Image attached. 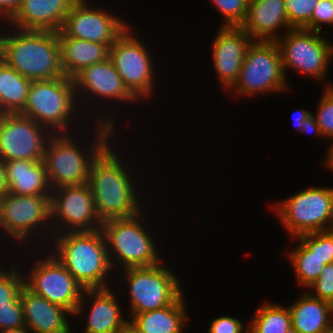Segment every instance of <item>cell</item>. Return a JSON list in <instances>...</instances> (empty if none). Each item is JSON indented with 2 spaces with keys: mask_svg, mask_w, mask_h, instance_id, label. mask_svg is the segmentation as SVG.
<instances>
[{
  "mask_svg": "<svg viewBox=\"0 0 333 333\" xmlns=\"http://www.w3.org/2000/svg\"><path fill=\"white\" fill-rule=\"evenodd\" d=\"M110 146L108 142L93 158L88 176L95 209L102 223L133 217L142 211L135 180Z\"/></svg>",
  "mask_w": 333,
  "mask_h": 333,
  "instance_id": "cell-1",
  "label": "cell"
},
{
  "mask_svg": "<svg viewBox=\"0 0 333 333\" xmlns=\"http://www.w3.org/2000/svg\"><path fill=\"white\" fill-rule=\"evenodd\" d=\"M53 236L51 240H54L55 245L53 244L52 254L83 289L108 288L110 286L107 278L108 276L111 278L112 275L109 273L113 269L104 233L101 229L64 232Z\"/></svg>",
  "mask_w": 333,
  "mask_h": 333,
  "instance_id": "cell-2",
  "label": "cell"
},
{
  "mask_svg": "<svg viewBox=\"0 0 333 333\" xmlns=\"http://www.w3.org/2000/svg\"><path fill=\"white\" fill-rule=\"evenodd\" d=\"M13 30V34L10 30V34L0 36V58L7 65L31 81L65 76L61 68L58 32Z\"/></svg>",
  "mask_w": 333,
  "mask_h": 333,
  "instance_id": "cell-3",
  "label": "cell"
},
{
  "mask_svg": "<svg viewBox=\"0 0 333 333\" xmlns=\"http://www.w3.org/2000/svg\"><path fill=\"white\" fill-rule=\"evenodd\" d=\"M97 120L96 138L90 150H83L70 133L52 134L45 145L43 162L52 189L88 183L89 169L93 158L110 141L114 134V120ZM96 139V140H95ZM75 141V142H73ZM87 152V153H85ZM89 153V154H88Z\"/></svg>",
  "mask_w": 333,
  "mask_h": 333,
  "instance_id": "cell-4",
  "label": "cell"
},
{
  "mask_svg": "<svg viewBox=\"0 0 333 333\" xmlns=\"http://www.w3.org/2000/svg\"><path fill=\"white\" fill-rule=\"evenodd\" d=\"M76 101L73 78L63 76L35 80L30 85L27 103L20 114L50 129L52 134L71 133L69 127L78 107Z\"/></svg>",
  "mask_w": 333,
  "mask_h": 333,
  "instance_id": "cell-5",
  "label": "cell"
},
{
  "mask_svg": "<svg viewBox=\"0 0 333 333\" xmlns=\"http://www.w3.org/2000/svg\"><path fill=\"white\" fill-rule=\"evenodd\" d=\"M142 213L140 212L133 217L111 219L102 223L101 230L104 233L113 270L118 269V263L122 266L120 269L148 267L160 263L161 259L155 248V242H153L152 236H149L151 234L142 225L141 221L145 218Z\"/></svg>",
  "mask_w": 333,
  "mask_h": 333,
  "instance_id": "cell-6",
  "label": "cell"
},
{
  "mask_svg": "<svg viewBox=\"0 0 333 333\" xmlns=\"http://www.w3.org/2000/svg\"><path fill=\"white\" fill-rule=\"evenodd\" d=\"M280 222L293 238L331 230L333 226V188L309 187L275 204ZM328 223V224H327Z\"/></svg>",
  "mask_w": 333,
  "mask_h": 333,
  "instance_id": "cell-7",
  "label": "cell"
},
{
  "mask_svg": "<svg viewBox=\"0 0 333 333\" xmlns=\"http://www.w3.org/2000/svg\"><path fill=\"white\" fill-rule=\"evenodd\" d=\"M276 41L253 40L248 46L238 80L230 89L236 95L281 92L288 89Z\"/></svg>",
  "mask_w": 333,
  "mask_h": 333,
  "instance_id": "cell-8",
  "label": "cell"
},
{
  "mask_svg": "<svg viewBox=\"0 0 333 333\" xmlns=\"http://www.w3.org/2000/svg\"><path fill=\"white\" fill-rule=\"evenodd\" d=\"M123 272L130 293L128 315L161 309L182 295L178 276L161 262L154 266L126 268Z\"/></svg>",
  "mask_w": 333,
  "mask_h": 333,
  "instance_id": "cell-9",
  "label": "cell"
},
{
  "mask_svg": "<svg viewBox=\"0 0 333 333\" xmlns=\"http://www.w3.org/2000/svg\"><path fill=\"white\" fill-rule=\"evenodd\" d=\"M283 34L285 35H281L276 42L285 78V71L293 68L309 78L311 76L317 80H325L329 63L333 59V42L322 38L319 31L304 28L290 29Z\"/></svg>",
  "mask_w": 333,
  "mask_h": 333,
  "instance_id": "cell-10",
  "label": "cell"
},
{
  "mask_svg": "<svg viewBox=\"0 0 333 333\" xmlns=\"http://www.w3.org/2000/svg\"><path fill=\"white\" fill-rule=\"evenodd\" d=\"M127 30L109 49V59L121 76L125 87L138 100H143L154 91L153 59L144 42ZM143 98V99H142Z\"/></svg>",
  "mask_w": 333,
  "mask_h": 333,
  "instance_id": "cell-11",
  "label": "cell"
},
{
  "mask_svg": "<svg viewBox=\"0 0 333 333\" xmlns=\"http://www.w3.org/2000/svg\"><path fill=\"white\" fill-rule=\"evenodd\" d=\"M50 196L14 195L7 192L0 199V230L17 243L25 240L27 243L30 237L40 233L38 229L41 232L45 229V235L46 228L49 232L48 225H51Z\"/></svg>",
  "mask_w": 333,
  "mask_h": 333,
  "instance_id": "cell-12",
  "label": "cell"
},
{
  "mask_svg": "<svg viewBox=\"0 0 333 333\" xmlns=\"http://www.w3.org/2000/svg\"><path fill=\"white\" fill-rule=\"evenodd\" d=\"M50 206L51 224L53 228L57 227V230L51 228L57 231L54 232L55 234L64 233V231L81 232L101 229L102 222L97 215L88 183L52 189Z\"/></svg>",
  "mask_w": 333,
  "mask_h": 333,
  "instance_id": "cell-13",
  "label": "cell"
},
{
  "mask_svg": "<svg viewBox=\"0 0 333 333\" xmlns=\"http://www.w3.org/2000/svg\"><path fill=\"white\" fill-rule=\"evenodd\" d=\"M31 272L24 276V285L33 293L51 303L76 312L84 289L68 270L50 254L35 262Z\"/></svg>",
  "mask_w": 333,
  "mask_h": 333,
  "instance_id": "cell-14",
  "label": "cell"
},
{
  "mask_svg": "<svg viewBox=\"0 0 333 333\" xmlns=\"http://www.w3.org/2000/svg\"><path fill=\"white\" fill-rule=\"evenodd\" d=\"M51 135L50 130L33 119L9 113L0 118V159L42 161Z\"/></svg>",
  "mask_w": 333,
  "mask_h": 333,
  "instance_id": "cell-15",
  "label": "cell"
},
{
  "mask_svg": "<svg viewBox=\"0 0 333 333\" xmlns=\"http://www.w3.org/2000/svg\"><path fill=\"white\" fill-rule=\"evenodd\" d=\"M87 3L86 0H78L73 5L58 32V37L89 40L110 48L130 24L101 7H92Z\"/></svg>",
  "mask_w": 333,
  "mask_h": 333,
  "instance_id": "cell-16",
  "label": "cell"
},
{
  "mask_svg": "<svg viewBox=\"0 0 333 333\" xmlns=\"http://www.w3.org/2000/svg\"><path fill=\"white\" fill-rule=\"evenodd\" d=\"M212 43L213 64L225 91L238 80L251 36L241 26H220ZM227 89V90H226Z\"/></svg>",
  "mask_w": 333,
  "mask_h": 333,
  "instance_id": "cell-17",
  "label": "cell"
},
{
  "mask_svg": "<svg viewBox=\"0 0 333 333\" xmlns=\"http://www.w3.org/2000/svg\"><path fill=\"white\" fill-rule=\"evenodd\" d=\"M73 81L79 104L78 98L85 93L89 96L93 94L91 96L105 98L103 102L106 100L125 101V103L138 101L125 87L121 76L109 58L83 68L73 77Z\"/></svg>",
  "mask_w": 333,
  "mask_h": 333,
  "instance_id": "cell-18",
  "label": "cell"
},
{
  "mask_svg": "<svg viewBox=\"0 0 333 333\" xmlns=\"http://www.w3.org/2000/svg\"><path fill=\"white\" fill-rule=\"evenodd\" d=\"M85 299L93 303L88 306L90 309L84 333H118L129 324V319L122 317L119 302L110 287L84 289L74 316L82 315L87 303Z\"/></svg>",
  "mask_w": 333,
  "mask_h": 333,
  "instance_id": "cell-19",
  "label": "cell"
},
{
  "mask_svg": "<svg viewBox=\"0 0 333 333\" xmlns=\"http://www.w3.org/2000/svg\"><path fill=\"white\" fill-rule=\"evenodd\" d=\"M78 0H22L8 21L13 28L59 32L67 14Z\"/></svg>",
  "mask_w": 333,
  "mask_h": 333,
  "instance_id": "cell-20",
  "label": "cell"
},
{
  "mask_svg": "<svg viewBox=\"0 0 333 333\" xmlns=\"http://www.w3.org/2000/svg\"><path fill=\"white\" fill-rule=\"evenodd\" d=\"M20 302L25 326L31 333H71L67 317L71 313L67 309L33 293L25 285L21 288Z\"/></svg>",
  "mask_w": 333,
  "mask_h": 333,
  "instance_id": "cell-21",
  "label": "cell"
},
{
  "mask_svg": "<svg viewBox=\"0 0 333 333\" xmlns=\"http://www.w3.org/2000/svg\"><path fill=\"white\" fill-rule=\"evenodd\" d=\"M285 0H252L248 2L247 15L241 27L253 40L276 41L277 32L289 26L285 12ZM283 27V28H282Z\"/></svg>",
  "mask_w": 333,
  "mask_h": 333,
  "instance_id": "cell-22",
  "label": "cell"
},
{
  "mask_svg": "<svg viewBox=\"0 0 333 333\" xmlns=\"http://www.w3.org/2000/svg\"><path fill=\"white\" fill-rule=\"evenodd\" d=\"M8 193L14 195H51L46 166L42 161L12 159L4 162Z\"/></svg>",
  "mask_w": 333,
  "mask_h": 333,
  "instance_id": "cell-23",
  "label": "cell"
},
{
  "mask_svg": "<svg viewBox=\"0 0 333 333\" xmlns=\"http://www.w3.org/2000/svg\"><path fill=\"white\" fill-rule=\"evenodd\" d=\"M288 309L293 333H324L333 328V304L306 291Z\"/></svg>",
  "mask_w": 333,
  "mask_h": 333,
  "instance_id": "cell-24",
  "label": "cell"
},
{
  "mask_svg": "<svg viewBox=\"0 0 333 333\" xmlns=\"http://www.w3.org/2000/svg\"><path fill=\"white\" fill-rule=\"evenodd\" d=\"M61 68L65 76L73 78L83 68L109 58V47L102 43L73 37H58Z\"/></svg>",
  "mask_w": 333,
  "mask_h": 333,
  "instance_id": "cell-25",
  "label": "cell"
},
{
  "mask_svg": "<svg viewBox=\"0 0 333 333\" xmlns=\"http://www.w3.org/2000/svg\"><path fill=\"white\" fill-rule=\"evenodd\" d=\"M184 302L181 295L161 309L129 315V325L138 333H183L188 320Z\"/></svg>",
  "mask_w": 333,
  "mask_h": 333,
  "instance_id": "cell-26",
  "label": "cell"
},
{
  "mask_svg": "<svg viewBox=\"0 0 333 333\" xmlns=\"http://www.w3.org/2000/svg\"><path fill=\"white\" fill-rule=\"evenodd\" d=\"M31 83L0 59V96L9 113H20L24 109Z\"/></svg>",
  "mask_w": 333,
  "mask_h": 333,
  "instance_id": "cell-27",
  "label": "cell"
},
{
  "mask_svg": "<svg viewBox=\"0 0 333 333\" xmlns=\"http://www.w3.org/2000/svg\"><path fill=\"white\" fill-rule=\"evenodd\" d=\"M250 322L253 333H293L289 309L279 304L266 302Z\"/></svg>",
  "mask_w": 333,
  "mask_h": 333,
  "instance_id": "cell-28",
  "label": "cell"
},
{
  "mask_svg": "<svg viewBox=\"0 0 333 333\" xmlns=\"http://www.w3.org/2000/svg\"><path fill=\"white\" fill-rule=\"evenodd\" d=\"M291 253L289 252L290 263L293 266L297 283L303 287H309L322 272L326 265L323 260L311 252L299 241Z\"/></svg>",
  "mask_w": 333,
  "mask_h": 333,
  "instance_id": "cell-29",
  "label": "cell"
},
{
  "mask_svg": "<svg viewBox=\"0 0 333 333\" xmlns=\"http://www.w3.org/2000/svg\"><path fill=\"white\" fill-rule=\"evenodd\" d=\"M310 252L323 260L324 264L333 263V230L318 231L295 238Z\"/></svg>",
  "mask_w": 333,
  "mask_h": 333,
  "instance_id": "cell-30",
  "label": "cell"
},
{
  "mask_svg": "<svg viewBox=\"0 0 333 333\" xmlns=\"http://www.w3.org/2000/svg\"><path fill=\"white\" fill-rule=\"evenodd\" d=\"M3 270L0 268V306L15 305L20 300L21 288L24 286V275L16 267Z\"/></svg>",
  "mask_w": 333,
  "mask_h": 333,
  "instance_id": "cell-31",
  "label": "cell"
},
{
  "mask_svg": "<svg viewBox=\"0 0 333 333\" xmlns=\"http://www.w3.org/2000/svg\"><path fill=\"white\" fill-rule=\"evenodd\" d=\"M319 0H285V12L292 29L311 30L313 10Z\"/></svg>",
  "mask_w": 333,
  "mask_h": 333,
  "instance_id": "cell-32",
  "label": "cell"
},
{
  "mask_svg": "<svg viewBox=\"0 0 333 333\" xmlns=\"http://www.w3.org/2000/svg\"><path fill=\"white\" fill-rule=\"evenodd\" d=\"M326 84L317 108L316 118L324 138L328 137L333 141V84Z\"/></svg>",
  "mask_w": 333,
  "mask_h": 333,
  "instance_id": "cell-33",
  "label": "cell"
},
{
  "mask_svg": "<svg viewBox=\"0 0 333 333\" xmlns=\"http://www.w3.org/2000/svg\"><path fill=\"white\" fill-rule=\"evenodd\" d=\"M224 21L222 26H241L247 15V0H212Z\"/></svg>",
  "mask_w": 333,
  "mask_h": 333,
  "instance_id": "cell-34",
  "label": "cell"
},
{
  "mask_svg": "<svg viewBox=\"0 0 333 333\" xmlns=\"http://www.w3.org/2000/svg\"><path fill=\"white\" fill-rule=\"evenodd\" d=\"M313 289L308 292L314 298L325 300L333 304V263L326 264L318 279H316L307 289ZM315 290V291H314Z\"/></svg>",
  "mask_w": 333,
  "mask_h": 333,
  "instance_id": "cell-35",
  "label": "cell"
},
{
  "mask_svg": "<svg viewBox=\"0 0 333 333\" xmlns=\"http://www.w3.org/2000/svg\"><path fill=\"white\" fill-rule=\"evenodd\" d=\"M25 326L20 300L15 305L0 306V330Z\"/></svg>",
  "mask_w": 333,
  "mask_h": 333,
  "instance_id": "cell-36",
  "label": "cell"
},
{
  "mask_svg": "<svg viewBox=\"0 0 333 333\" xmlns=\"http://www.w3.org/2000/svg\"><path fill=\"white\" fill-rule=\"evenodd\" d=\"M322 24L333 25V2L331 0H319L313 10L311 30L321 32Z\"/></svg>",
  "mask_w": 333,
  "mask_h": 333,
  "instance_id": "cell-37",
  "label": "cell"
},
{
  "mask_svg": "<svg viewBox=\"0 0 333 333\" xmlns=\"http://www.w3.org/2000/svg\"><path fill=\"white\" fill-rule=\"evenodd\" d=\"M243 322L237 318L221 316L211 321L208 333H240L244 331Z\"/></svg>",
  "mask_w": 333,
  "mask_h": 333,
  "instance_id": "cell-38",
  "label": "cell"
},
{
  "mask_svg": "<svg viewBox=\"0 0 333 333\" xmlns=\"http://www.w3.org/2000/svg\"><path fill=\"white\" fill-rule=\"evenodd\" d=\"M21 2L22 0H0V17L8 22L18 11Z\"/></svg>",
  "mask_w": 333,
  "mask_h": 333,
  "instance_id": "cell-39",
  "label": "cell"
},
{
  "mask_svg": "<svg viewBox=\"0 0 333 333\" xmlns=\"http://www.w3.org/2000/svg\"><path fill=\"white\" fill-rule=\"evenodd\" d=\"M300 126H301L302 133H311L312 132L313 134H315V136H320L321 138H324L313 113L311 115H309V117H307V119L303 120L300 123Z\"/></svg>",
  "mask_w": 333,
  "mask_h": 333,
  "instance_id": "cell-40",
  "label": "cell"
},
{
  "mask_svg": "<svg viewBox=\"0 0 333 333\" xmlns=\"http://www.w3.org/2000/svg\"><path fill=\"white\" fill-rule=\"evenodd\" d=\"M8 192L7 175L4 161L0 159V197Z\"/></svg>",
  "mask_w": 333,
  "mask_h": 333,
  "instance_id": "cell-41",
  "label": "cell"
},
{
  "mask_svg": "<svg viewBox=\"0 0 333 333\" xmlns=\"http://www.w3.org/2000/svg\"><path fill=\"white\" fill-rule=\"evenodd\" d=\"M297 112H294L293 114L294 115H292L293 117H292V119H293V125H294V127L296 126V128L301 132V126H300V123L303 121V120H305V119H307V117H309V115H311L312 114V112H309V111H307V110H299V109H297L296 110Z\"/></svg>",
  "mask_w": 333,
  "mask_h": 333,
  "instance_id": "cell-42",
  "label": "cell"
},
{
  "mask_svg": "<svg viewBox=\"0 0 333 333\" xmlns=\"http://www.w3.org/2000/svg\"><path fill=\"white\" fill-rule=\"evenodd\" d=\"M331 145H330V147L328 148L329 150H328V155H326V158H325V163H324V165H325V167L327 166L328 167V169L330 168V169H332L333 170V142L332 143H330Z\"/></svg>",
  "mask_w": 333,
  "mask_h": 333,
  "instance_id": "cell-43",
  "label": "cell"
},
{
  "mask_svg": "<svg viewBox=\"0 0 333 333\" xmlns=\"http://www.w3.org/2000/svg\"><path fill=\"white\" fill-rule=\"evenodd\" d=\"M0 333H30L26 326L0 330Z\"/></svg>",
  "mask_w": 333,
  "mask_h": 333,
  "instance_id": "cell-44",
  "label": "cell"
},
{
  "mask_svg": "<svg viewBox=\"0 0 333 333\" xmlns=\"http://www.w3.org/2000/svg\"><path fill=\"white\" fill-rule=\"evenodd\" d=\"M7 114H9V112L6 110V108L3 105V101L2 98L0 96V118L6 116Z\"/></svg>",
  "mask_w": 333,
  "mask_h": 333,
  "instance_id": "cell-45",
  "label": "cell"
},
{
  "mask_svg": "<svg viewBox=\"0 0 333 333\" xmlns=\"http://www.w3.org/2000/svg\"><path fill=\"white\" fill-rule=\"evenodd\" d=\"M118 333H138V332L128 324L123 330H121Z\"/></svg>",
  "mask_w": 333,
  "mask_h": 333,
  "instance_id": "cell-46",
  "label": "cell"
},
{
  "mask_svg": "<svg viewBox=\"0 0 333 333\" xmlns=\"http://www.w3.org/2000/svg\"><path fill=\"white\" fill-rule=\"evenodd\" d=\"M247 329H248V330H246V331H247L246 333H253V331H252V329H251V327H250V326H249ZM240 333H243V331H242V332H240Z\"/></svg>",
  "mask_w": 333,
  "mask_h": 333,
  "instance_id": "cell-47",
  "label": "cell"
},
{
  "mask_svg": "<svg viewBox=\"0 0 333 333\" xmlns=\"http://www.w3.org/2000/svg\"><path fill=\"white\" fill-rule=\"evenodd\" d=\"M324 333H333V328L327 332H324Z\"/></svg>",
  "mask_w": 333,
  "mask_h": 333,
  "instance_id": "cell-48",
  "label": "cell"
}]
</instances>
